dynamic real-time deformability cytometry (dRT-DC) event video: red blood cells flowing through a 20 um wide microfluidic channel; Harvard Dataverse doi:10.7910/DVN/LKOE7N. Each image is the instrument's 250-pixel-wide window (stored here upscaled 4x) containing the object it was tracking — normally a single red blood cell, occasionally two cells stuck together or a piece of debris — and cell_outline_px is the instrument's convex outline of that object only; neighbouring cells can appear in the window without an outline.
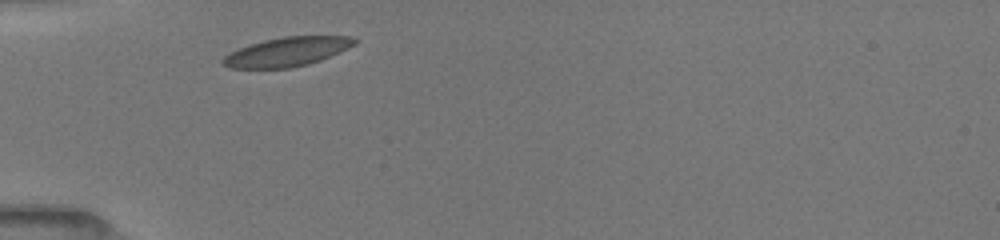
{"species": "common noctule bat (a hibernating species)", "species_latin": "Nyctalus noctula", "temperature_condition": "room temperature", "stored_images_in_passage": 6, "camera_frame_rate_fps": 3000, "um_per_image_px": 0.085, "animal": {"sex": "female", "body_mass_g": 19.5, "forearm_length_mm": 54.1}, "frame": {"image": 1, "passage_image": 1, "time_ms": 0.0, "image_size_px": [1000, 240], "cell_outline_px": [[360, 40], [356, 44], [348, 48], [320, 60], [308, 64], [292, 68], [228, 68], [220, 64], [220, 60], [224, 56], [240, 48], [264, 40], [284, 36], [348, 36]], "centroid_in_image_um": [24.39, 4.4], "position_along_channel_um": 60.6, "area_um2": 22.31}}
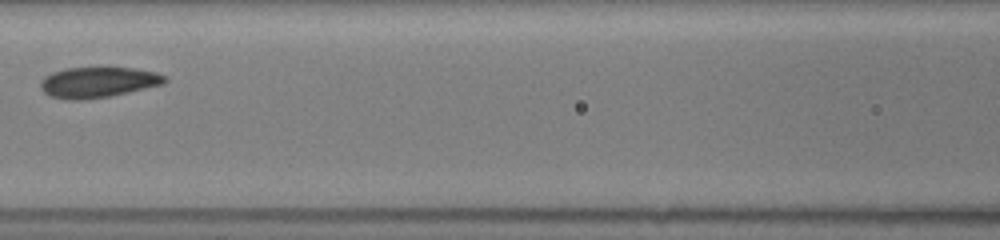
{"frame": {"image": 2, "passage_image": 3, "time_ms": 2.667, "image_size_px": [1000, 240], "cell_outline_px": [[168, 80], [164, 84], [128, 92], [108, 96], [84, 100], [68, 100], [48, 96], [40, 88], [40, 80], [44, 76], [52, 72], [64, 68], [132, 68], [156, 72], [164, 76]], "centroid_in_image_um": [8.28, 7.0], "position_along_channel_um": 158.3, "area_um2": 22.2}}
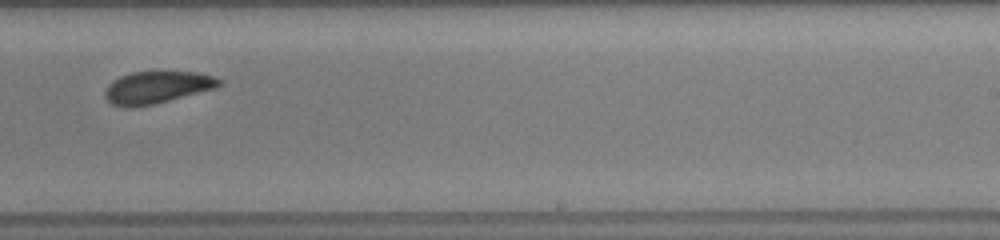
{"frame": {"image": 3, "passage_image": 6, "time_ms": 5.667, "image_size_px": [1000, 240], "cell_outline_px": [[220, 84], [216, 88], [156, 104], [132, 108], [124, 108], [112, 104], [104, 96], [104, 92], [108, 84], [112, 80], [120, 76], [132, 72], [196, 72], [216, 76], [220, 80]], "centroid_in_image_um": [13.31, 7.44], "position_along_channel_um": 275.7, "area_um2": 21.62}}